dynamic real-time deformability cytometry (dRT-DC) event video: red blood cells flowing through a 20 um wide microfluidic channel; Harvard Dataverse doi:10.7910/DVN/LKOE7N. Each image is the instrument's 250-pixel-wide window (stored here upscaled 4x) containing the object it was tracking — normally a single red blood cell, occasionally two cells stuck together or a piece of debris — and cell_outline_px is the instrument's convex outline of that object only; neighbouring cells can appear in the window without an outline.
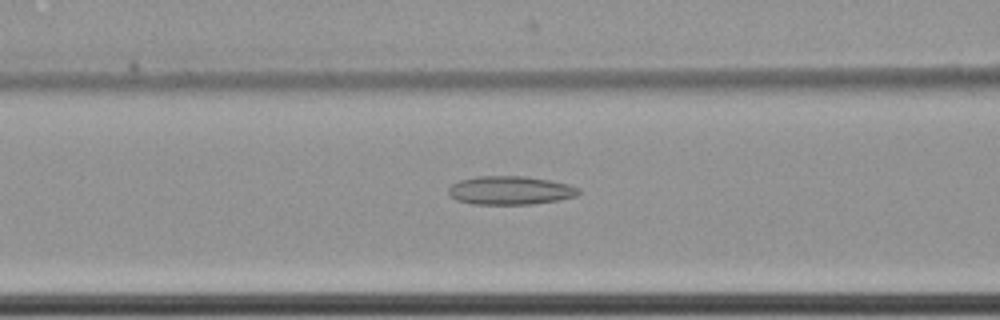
{"species": "common noctule bat (a hibernating species)", "species_latin": "Nyctalus noctula", "temperature_condition": "cold", "stored_images_in_passage": 32, "camera_frame_rate_fps": 3000, "um_per_image_px": 0.085, "animal": {"sex": "female", "body_mass_g": 22.7, "forearm_length_mm": 54.2}, "frame": {"image": 1, "passage_image": 16, "time_ms": 5.0, "image_size_px": [1000, 320], "cell_outline_px": [[580, 192], [576, 196], [560, 200], [532, 204], [472, 204], [456, 200], [448, 192], [448, 188], [452, 184], [460, 180], [476, 176], [524, 176], [548, 180], [568, 184], [580, 188]], "centroid_in_image_um": [43.37, 16.18], "position_along_channel_um": 123.2, "area_um2": 21.68}}
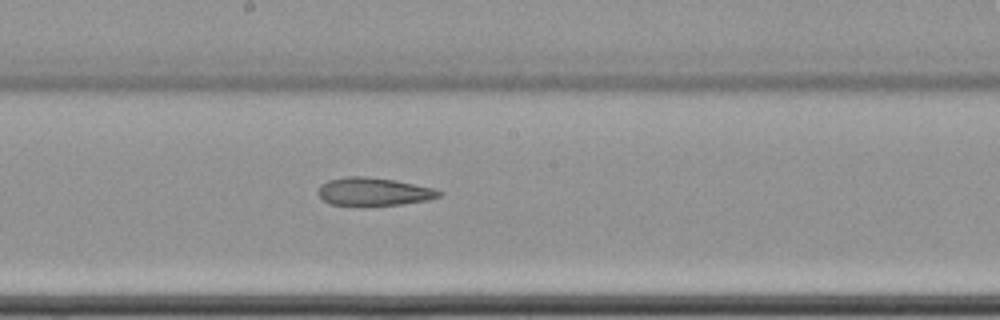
{"frame": {"image": 2, "passage_image": 24, "time_ms": 7.667, "image_size_px": [1000, 320], "cell_outline_px": [[444, 192], [440, 196], [428, 200], [404, 204], [332, 204], [324, 200], [316, 192], [320, 184], [328, 180], [348, 176], [364, 176], [396, 180], [432, 188]], "centroid_in_image_um": [31.77, 16.26], "position_along_channel_um": 216.4, "area_um2": 19.42}}
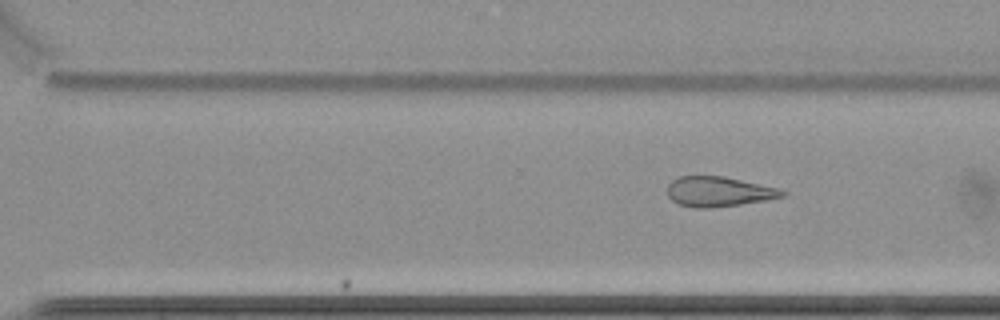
{"frame": {"image": 3, "passage_image": 32, "time_ms": 10.333, "image_size_px": [1000, 320], "cell_outline_px": [[788, 192], [784, 196], [768, 200], [740, 204], [708, 208], [692, 208], [680, 204], [672, 200], [668, 196], [668, 184], [672, 180], [680, 176], [724, 176], [780, 188]], "centroid_in_image_um": [61.12, 16.28], "position_along_channel_um": 309.5, "area_um2": 20.17}}